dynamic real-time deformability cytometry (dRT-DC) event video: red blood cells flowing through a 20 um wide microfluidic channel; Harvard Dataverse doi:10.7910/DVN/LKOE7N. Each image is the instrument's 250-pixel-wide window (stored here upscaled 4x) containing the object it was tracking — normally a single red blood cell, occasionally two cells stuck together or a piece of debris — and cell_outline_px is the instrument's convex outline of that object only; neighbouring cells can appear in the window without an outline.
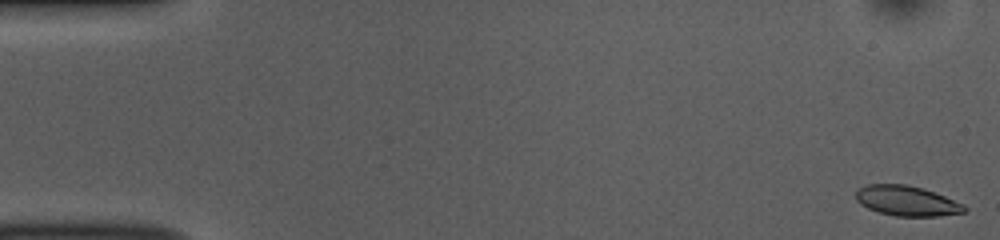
{"species": "common noctule bat (a hibernating species)", "species_latin": "Nyctalus noctula", "temperature_condition": "room temperature", "stored_images_in_passage": 52, "camera_frame_rate_fps": 3000, "um_per_image_px": 0.085, "animal": {"sex": "female", "body_mass_g": 10.0, "forearm_length_mm": 53.1}, "frame": {"image": 1, "passage_image": 1, "time_ms": 0.0, "image_size_px": [1000, 240], "cell_outline_px": [[968, 208], [964, 212], [940, 216], [896, 216], [880, 212], [868, 208], [860, 204], [856, 200], [856, 192], [860, 188], [868, 184], [904, 184], [924, 188], [964, 204]], "centroid_in_image_um": [77.09, 17.07], "position_along_channel_um": 7.9, "area_um2": 18.96}}
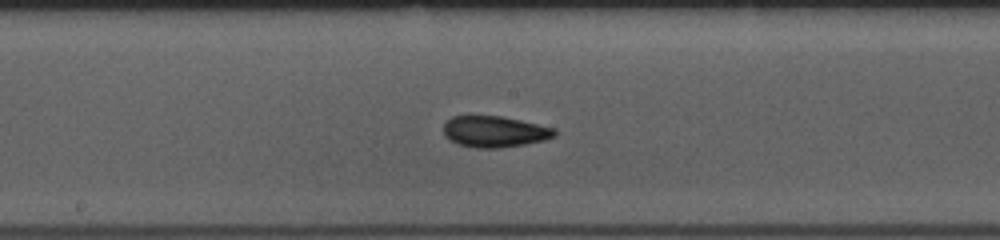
{"frame": {"image": 2, "passage_image": 27, "time_ms": 8.667, "image_size_px": [1000, 240], "cell_outline_px": [[556, 136], [544, 140], [524, 144], [500, 148], [476, 148], [456, 144], [444, 136], [444, 124], [452, 116], [500, 116], [520, 120], [556, 128]], "centroid_in_image_um": [42.04, 11.19], "position_along_channel_um": 206.2, "area_um2": 20.23}}
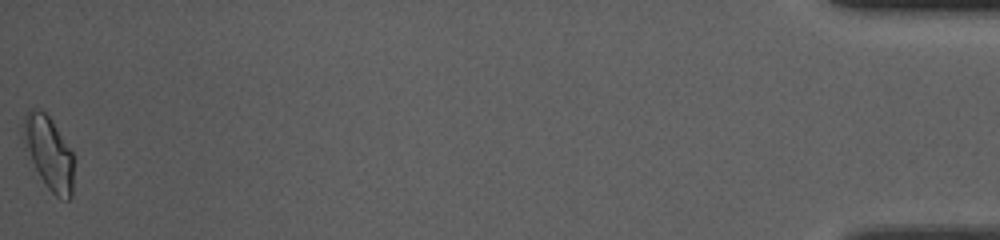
{"frame": {"image": 3, "passage_image": 52, "time_ms": 17.0, "image_size_px": [1000, 240], "cell_outline_px": [[72, 196], [68, 200], [60, 200], [48, 188], [40, 176], [24, 148], [24, 116], [28, 108], [36, 108], [44, 112], [48, 116], [72, 152]], "centroid_in_image_um": [4.13, 13.01], "position_along_channel_um": 431.1, "area_um2": 20.98}, "authors_computed_cell_mechanics": {"area_um2": 19.5075, "velocity_mm_per_s": 3.853, "shape_relaxation_time_tau1_ms": 8.2924, "shape_relaxation_time_tau2_ms": 3.6488, "deformation_change_tau1": 0.1599, "deformation_change_tau2": 0.0694}}